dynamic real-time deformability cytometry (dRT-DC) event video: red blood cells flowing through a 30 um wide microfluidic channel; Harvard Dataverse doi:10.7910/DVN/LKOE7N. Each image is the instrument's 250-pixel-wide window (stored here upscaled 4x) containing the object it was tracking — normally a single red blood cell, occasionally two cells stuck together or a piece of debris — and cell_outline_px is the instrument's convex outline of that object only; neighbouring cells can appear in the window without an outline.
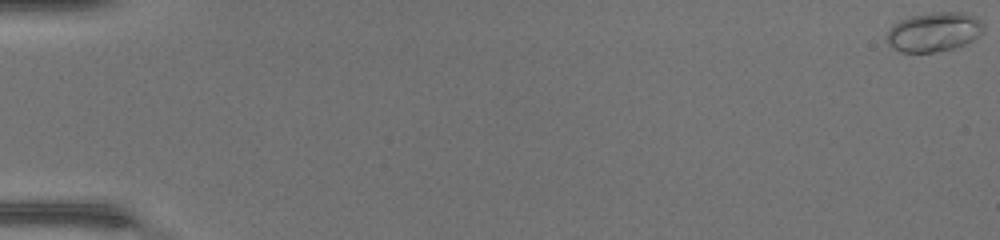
{"species": "common noctule bat (a hibernating species)", "species_latin": "Nyctalus noctula", "temperature_condition": "warm", "stored_images_in_passage": 10, "camera_frame_rate_fps": 3000, "um_per_image_px": 0.085, "animal": {"sex": "female", "body_mass_g": 17.0, "forearm_length_mm": 48.0}, "frame": {"image": 1, "passage_image": 1, "time_ms": 0.0, "image_size_px": [1000, 240], "cell_outline_px": [[984, 32], [980, 36], [964, 44], [952, 48], [932, 52], [900, 52], [892, 48], [888, 44], [888, 32], [900, 20], [912, 16], [932, 12], [964, 12], [976, 16], [984, 20]], "centroid_in_image_um": [79.46, 2.7], "position_along_channel_um": 5.5, "area_um2": 22.2}}